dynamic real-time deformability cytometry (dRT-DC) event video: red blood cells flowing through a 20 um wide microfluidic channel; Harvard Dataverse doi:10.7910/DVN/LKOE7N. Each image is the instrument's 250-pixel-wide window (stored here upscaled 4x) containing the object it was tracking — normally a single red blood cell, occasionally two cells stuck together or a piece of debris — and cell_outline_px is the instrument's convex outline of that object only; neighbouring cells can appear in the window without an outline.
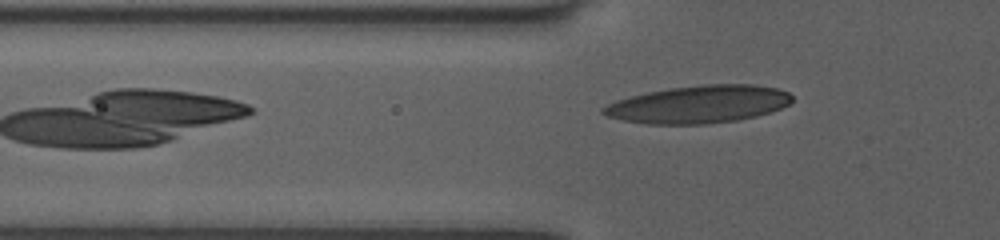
{"species": "human", "species_latin": "Homo sapiens", "temperature_condition": "room temperature", "stored_images_in_passage": 4, "camera_frame_rate_fps": 3000, "um_per_image_px": 0.085, "donor": {"sex": "female"}, "frame": {"image": 1, "passage_image": 4, "time_ms": 1.0, "image_size_px": [1000, 240], "cell_outline_px": [[792, 100], [788, 104], [780, 108], [756, 116], [736, 120], [704, 124], [648, 124], [624, 120], [608, 116], [600, 112], [600, 108], [616, 100], [648, 92], [668, 88], [708, 84], [752, 84], [776, 88], [788, 92], [792, 96]], "centroid_in_image_um": [59.37, 8.86], "position_along_channel_um": 66.4, "area_um2": 41.1}}